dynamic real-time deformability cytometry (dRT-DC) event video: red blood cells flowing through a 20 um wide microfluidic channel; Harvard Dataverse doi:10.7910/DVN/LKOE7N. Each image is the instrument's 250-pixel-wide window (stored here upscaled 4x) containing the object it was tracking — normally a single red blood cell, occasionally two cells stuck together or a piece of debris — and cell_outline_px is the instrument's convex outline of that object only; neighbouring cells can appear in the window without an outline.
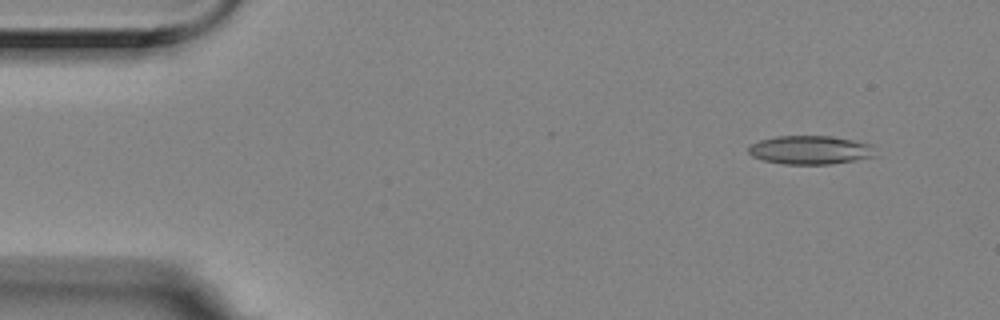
{"species": "Egyptian fruit bat (a non-hibernating species)", "species_latin": "Rousettus aegyptiacus", "temperature_condition": "room temperature", "stored_images_in_passage": 5, "camera_frame_rate_fps": 3000, "um_per_image_px": 0.085, "animal": {"sex": "female"}, "frame": {"image": 1, "passage_image": 2, "time_ms": 0.333, "image_size_px": [1000, 320], "cell_outline_px": [[880, 144], [876, 156], [856, 160], [832, 164], [784, 164], [764, 160], [752, 156], [748, 152], [748, 148], [752, 144], [760, 140], [776, 136], [832, 136]], "centroid_in_image_um": [69.02, 12.74], "position_along_channel_um": 16.0, "area_um2": 21.73}}
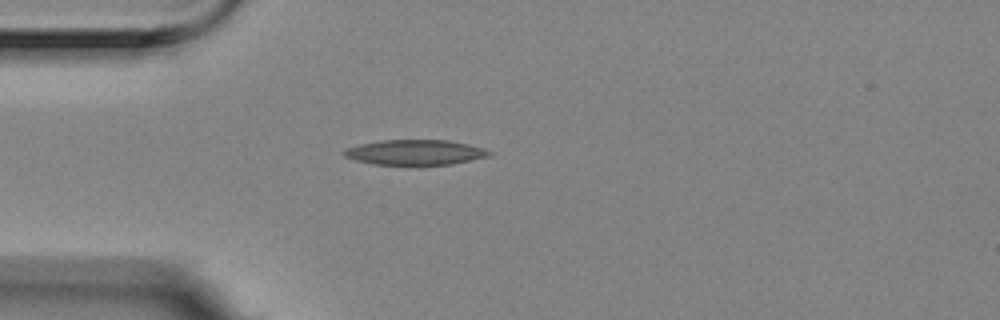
{"frame": {"image": 2, "passage_image": 5, "time_ms": 1.333, "image_size_px": [1000, 320], "cell_outline_px": [[492, 156], [452, 164], [372, 164], [356, 160], [344, 156], [344, 152], [348, 148], [360, 144], [380, 140], [448, 140], [468, 144], [484, 148], [492, 152]], "centroid_in_image_um": [35.34, 12.94], "position_along_channel_um": 49.7, "area_um2": 21.1}}